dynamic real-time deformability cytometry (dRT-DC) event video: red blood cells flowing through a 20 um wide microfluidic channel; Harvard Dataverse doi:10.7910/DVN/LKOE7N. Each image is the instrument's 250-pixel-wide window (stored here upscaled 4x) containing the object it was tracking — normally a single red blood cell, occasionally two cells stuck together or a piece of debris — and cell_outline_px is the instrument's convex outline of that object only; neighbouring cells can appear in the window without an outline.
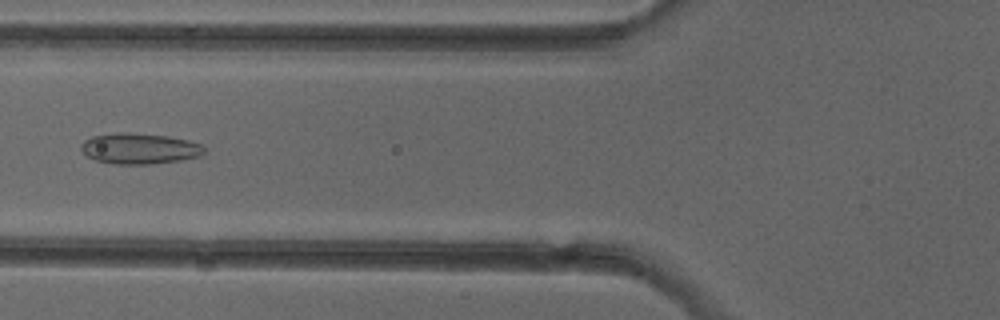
{"species": "common noctule bat (a hibernating species)", "species_latin": "Nyctalus noctula", "temperature_condition": "cold", "stored_images_in_passage": 6, "camera_frame_rate_fps": 3000, "um_per_image_px": 0.085, "animal": {"sex": "female"}, "frame": {"image": 1, "passage_image": 5, "time_ms": 5.667, "image_size_px": [1000, 320], "cell_outline_px": [[204, 152], [200, 156], [180, 160], [148, 164], [116, 164], [96, 160], [88, 156], [80, 148], [80, 144], [84, 140], [92, 136], [116, 132], [128, 132], [168, 136], [188, 140], [204, 144]], "centroid_in_image_um": [11.86, 12.61], "position_along_channel_um": 113.9, "area_um2": 22.14}}
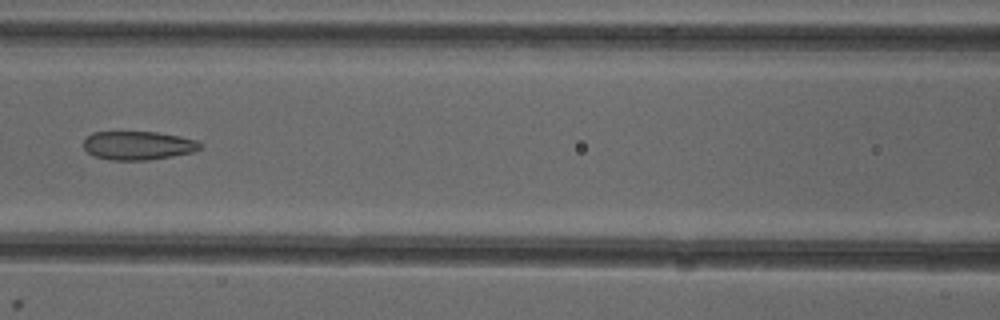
{"frame": {"image": 2, "passage_image": 6, "time_ms": 6.667, "image_size_px": [1000, 320], "cell_outline_px": [[204, 144], [200, 148], [192, 152], [172, 156], [148, 160], [108, 160], [96, 156], [88, 152], [84, 148], [84, 140], [92, 132], [156, 132], [180, 136], [196, 140]], "centroid_in_image_um": [11.75, 12.36], "position_along_channel_um": 154.9, "area_um2": 19.42}}